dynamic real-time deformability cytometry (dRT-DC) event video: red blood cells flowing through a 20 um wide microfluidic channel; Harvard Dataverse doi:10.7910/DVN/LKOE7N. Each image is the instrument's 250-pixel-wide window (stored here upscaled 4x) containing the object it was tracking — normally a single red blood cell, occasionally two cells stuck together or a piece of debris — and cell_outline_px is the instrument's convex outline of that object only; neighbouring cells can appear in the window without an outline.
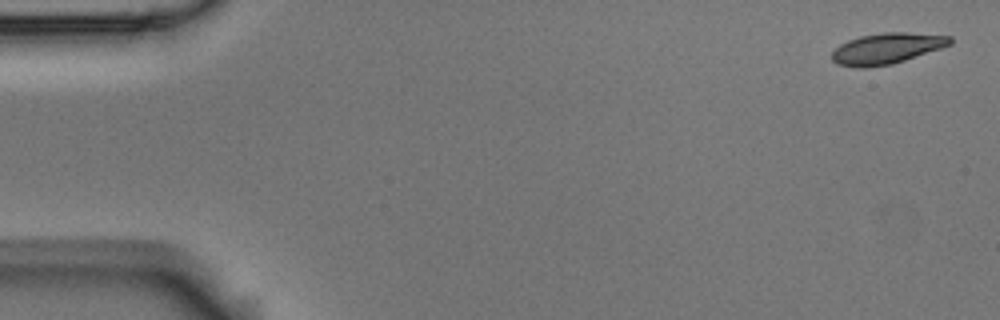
{"species": "Egyptian fruit bat (a non-hibernating species)", "species_latin": "Rousettus aegyptiacus", "temperature_condition": "room temperature", "stored_images_in_passage": 5, "camera_frame_rate_fps": 3000, "um_per_image_px": 0.085, "animal": {"sex": "male"}, "frame": {"image": 1, "passage_image": 1, "time_ms": 0.0, "image_size_px": [1000, 320], "cell_outline_px": [[952, 44], [892, 64], [868, 68], [860, 68], [836, 64], [832, 60], [832, 52], [840, 44], [848, 40], [860, 36], [884, 32], [908, 32], [952, 36]], "centroid_in_image_um": [75.36, 4.12], "position_along_channel_um": 9.6, "area_um2": 21.27}}
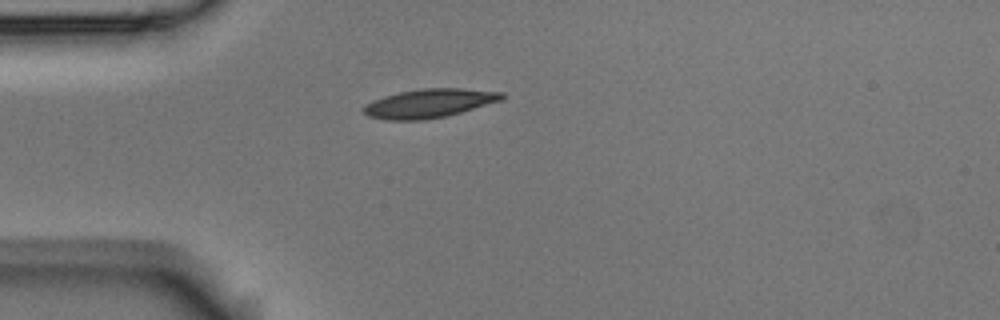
{"frame": {"image": 2, "passage_image": 5, "time_ms": 1.333, "image_size_px": [1000, 320], "cell_outline_px": [[504, 100], [460, 112], [444, 116], [424, 120], [388, 120], [368, 116], [364, 112], [364, 108], [372, 100], [384, 96], [400, 92], [420, 88], [460, 88], [504, 92]], "centroid_in_image_um": [36.52, 8.77], "position_along_channel_um": 48.5, "area_um2": 23.06}}